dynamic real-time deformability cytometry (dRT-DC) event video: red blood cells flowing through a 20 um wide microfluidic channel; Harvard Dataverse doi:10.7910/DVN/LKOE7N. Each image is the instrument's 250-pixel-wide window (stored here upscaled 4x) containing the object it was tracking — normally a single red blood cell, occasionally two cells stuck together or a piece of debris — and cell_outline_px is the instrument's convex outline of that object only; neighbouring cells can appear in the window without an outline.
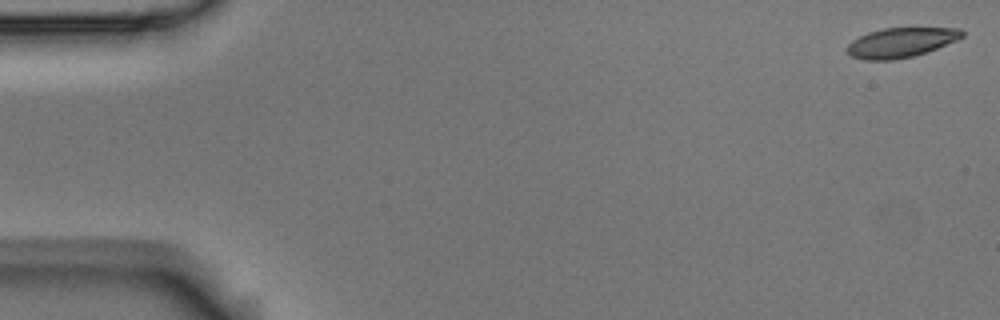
{"species": "Egyptian fruit bat (a non-hibernating species)", "species_latin": "Rousettus aegyptiacus", "temperature_condition": "room temperature", "stored_images_in_passage": 5, "camera_frame_rate_fps": 3000, "um_per_image_px": 0.085, "animal": {"sex": "male"}, "frame": {"image": 1, "passage_image": 1, "time_ms": 0.0, "image_size_px": [1000, 320], "cell_outline_px": [[964, 36], [956, 40], [936, 48], [912, 56], [892, 60], [864, 60], [852, 56], [848, 52], [848, 44], [852, 40], [868, 32], [884, 28], [960, 28], [964, 32]], "centroid_in_image_um": [76.57, 3.61], "position_along_channel_um": 8.4, "area_um2": 19.59}}
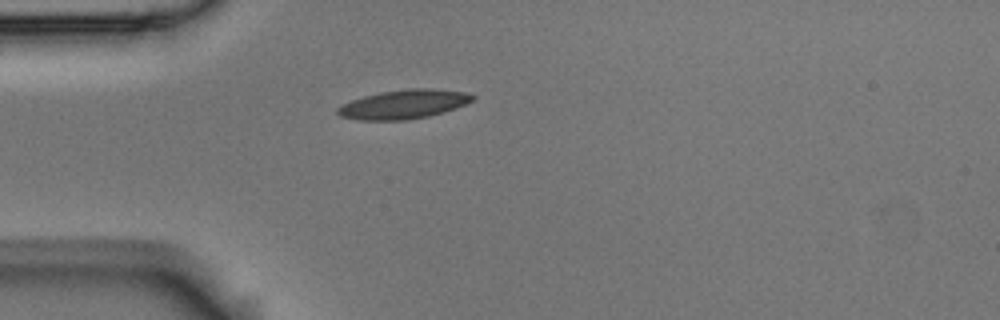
{"frame": {"image": 2, "passage_image": 5, "time_ms": 1.333, "image_size_px": [1000, 320], "cell_outline_px": [[476, 96], [472, 100], [456, 108], [444, 112], [428, 116], [408, 120], [356, 120], [340, 116], [336, 112], [336, 108], [352, 100], [364, 96], [380, 92], [408, 88], [432, 88], [464, 92]], "centroid_in_image_um": [34.3, 8.86], "position_along_channel_um": 50.7, "area_um2": 22.83}}